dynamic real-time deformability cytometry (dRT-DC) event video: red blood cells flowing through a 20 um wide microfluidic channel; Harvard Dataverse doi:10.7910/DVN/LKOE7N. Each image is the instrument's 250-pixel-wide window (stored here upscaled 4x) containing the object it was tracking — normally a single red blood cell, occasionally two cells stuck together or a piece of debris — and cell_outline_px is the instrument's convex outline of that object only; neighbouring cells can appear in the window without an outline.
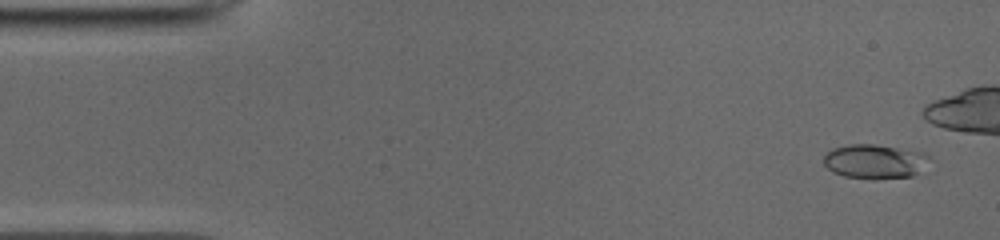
{"species": "common noctule bat (a hibernating species)", "species_latin": "Nyctalus noctula", "temperature_condition": "cold", "stored_images_in_passage": 39, "camera_frame_rate_fps": 3000, "um_per_image_px": 0.085, "animal": {"sex": "male", "body_mass_g": 19.0, "forearm_length_mm": 50.8}, "frame": {"image": 1, "passage_image": 2, "time_ms": 0.333, "image_size_px": [1000, 240], "cell_outline_px": [[928, 156], [916, 172], [912, 176], [844, 176], [832, 172], [824, 164], [824, 156], [832, 148], [848, 144], [872, 144], [924, 152]], "centroid_in_image_um": [74.24, 13.66], "position_along_channel_um": 10.8, "area_um2": 19.83}}
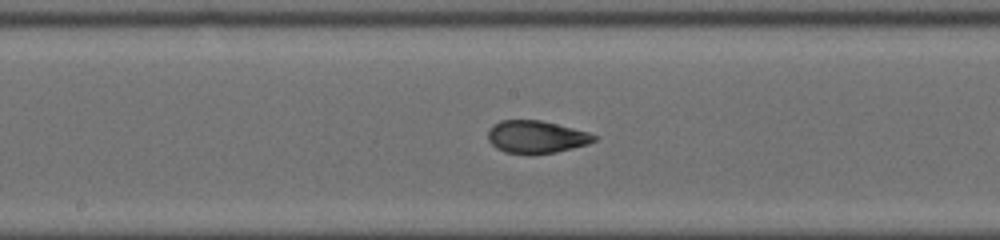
{"frame": {"image": 2, "passage_image": 25, "time_ms": 8.0, "image_size_px": [1000, 240], "cell_outline_px": [[600, 136], [596, 140], [588, 144], [556, 152], [528, 156], [504, 152], [496, 148], [488, 140], [488, 132], [492, 124], [500, 120], [540, 120], [588, 132]], "centroid_in_image_um": [45.56, 11.66], "position_along_channel_um": 202.6, "area_um2": 20.52}}
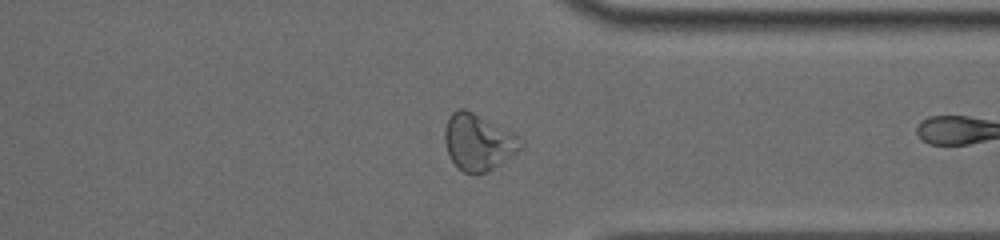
{"frame": {"image": 3, "passage_image": 38, "time_ms": 12.333, "image_size_px": [1000, 240], "cell_outline_px": [[520, 148], [512, 156], [488, 172], [464, 172], [448, 156], [444, 140], [444, 132], [448, 120], [452, 112], [460, 108], [464, 108], [520, 136]], "centroid_in_image_um": [40.63, 12.07], "position_along_channel_um": 370.8, "area_um2": 24.45}}